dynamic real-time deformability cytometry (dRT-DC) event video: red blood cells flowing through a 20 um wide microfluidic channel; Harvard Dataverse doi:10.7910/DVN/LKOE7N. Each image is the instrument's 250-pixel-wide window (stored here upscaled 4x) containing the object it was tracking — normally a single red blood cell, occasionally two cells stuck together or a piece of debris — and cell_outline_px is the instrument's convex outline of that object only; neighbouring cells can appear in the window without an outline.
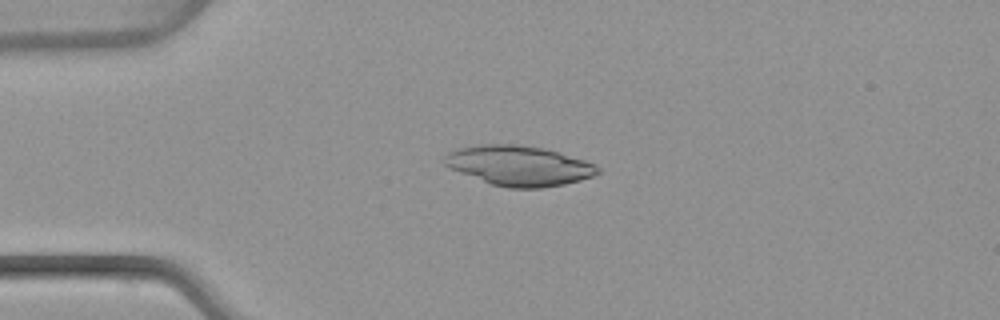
{"species": "common noctule bat (a hibernating species)", "species_latin": "Nyctalus noctula", "temperature_condition": "warm", "stored_images_in_passage": 50, "camera_frame_rate_fps": 3000, "um_per_image_px": 0.085, "animal": {"sex": "female", "body_mass_g": 22.7, "forearm_length_mm": 54.2}, "frame": {"image": 1, "passage_image": 12, "time_ms": 3.667, "image_size_px": [1000, 320], "cell_outline_px": [[600, 172], [592, 176], [580, 180], [564, 184], [540, 188], [508, 188], [492, 184], [448, 168], [444, 164], [444, 156], [448, 152], [460, 148], [480, 144], [516, 144], [544, 148], [584, 160], [596, 164], [600, 168]], "centroid_in_image_um": [44.1, 14.08], "position_along_channel_um": 40.9, "area_um2": 35.6}}
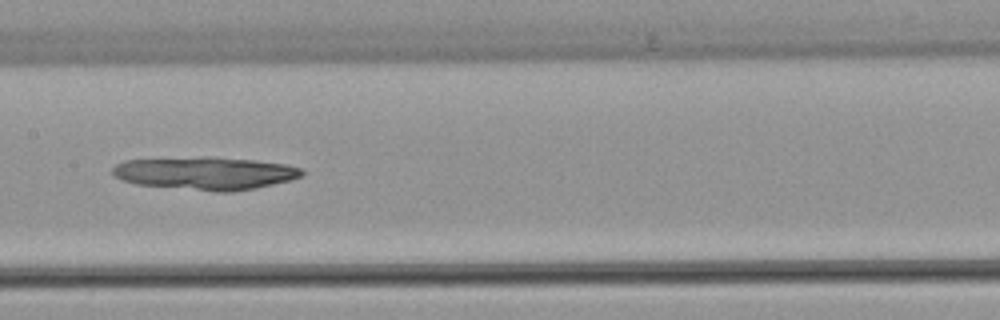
{"frame": {"image": 2, "passage_image": 25, "time_ms": 8.0, "image_size_px": [1000, 320], "cell_outline_px": [[304, 172], [300, 176], [292, 180], [256, 188], [232, 192], [216, 192], [136, 184], [120, 180], [112, 176], [112, 168], [116, 164], [124, 160], [256, 160], [288, 164], [304, 168]], "centroid_in_image_um": [17.5, 14.79], "position_along_channel_um": 189.9, "area_um2": 34.91}}
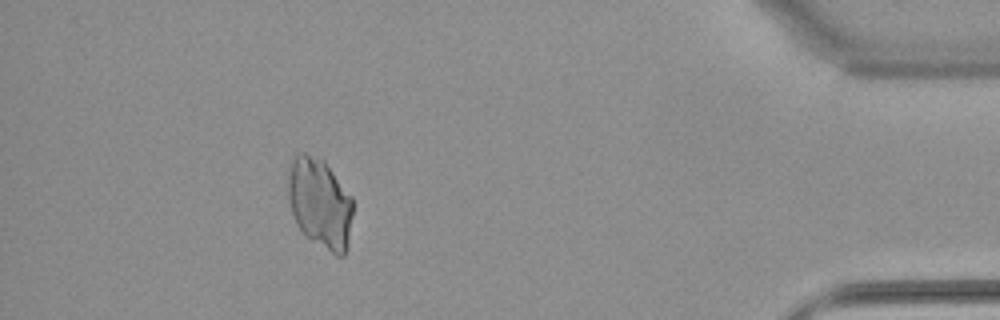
{"frame": {"image": 3, "passage_image": 45, "time_ms": 14.667, "image_size_px": [1000, 320], "cell_outline_px": [[352, 216], [348, 248], [344, 256], [336, 256], [312, 240], [296, 224], [288, 200], [288, 176], [292, 160], [296, 152], [304, 152], [324, 160], [352, 196]], "centroid_in_image_um": [27.2, 17.26], "position_along_channel_um": 408.0, "area_um2": 34.16}}